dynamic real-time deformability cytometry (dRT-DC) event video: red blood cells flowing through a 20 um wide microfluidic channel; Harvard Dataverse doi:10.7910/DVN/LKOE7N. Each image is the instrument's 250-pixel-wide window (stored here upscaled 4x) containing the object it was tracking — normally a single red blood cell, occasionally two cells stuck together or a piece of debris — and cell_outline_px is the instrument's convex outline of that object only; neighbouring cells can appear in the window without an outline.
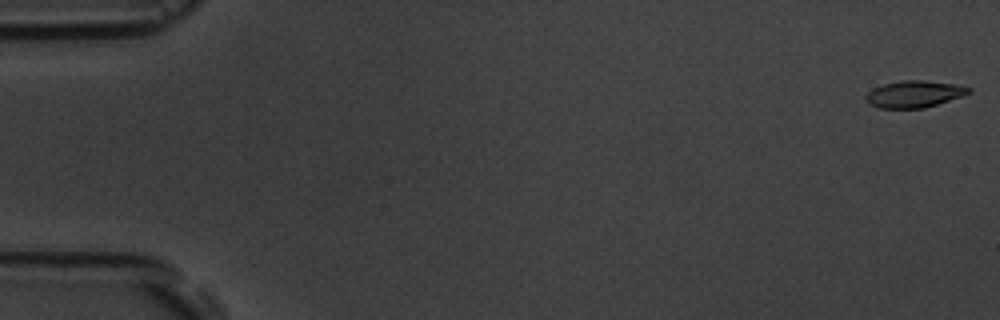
{"species": "common noctule bat (a hibernating species)", "species_latin": "Nyctalus noctula", "temperature_condition": "room temperature", "stored_images_in_passage": 16, "camera_frame_rate_fps": 3000, "um_per_image_px": 0.085, "animal": {"sex": "male", "body_mass_g": 19.5, "forearm_length_mm": 54.6}, "frame": {"image": 1, "passage_image": 1, "time_ms": 0.0, "image_size_px": [1000, 320], "cell_outline_px": [[972, 92], [964, 96], [924, 108], [880, 108], [868, 104], [864, 100], [864, 96], [872, 88], [884, 84], [904, 80], [924, 80], [956, 84], [972, 88]], "centroid_in_image_um": [77.71, 8.0], "position_along_channel_um": 7.3, "area_um2": 16.3}}
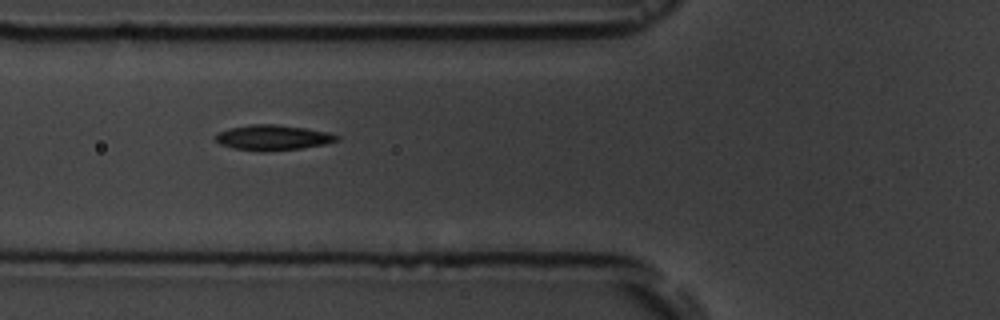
{"frame": {"image": 2, "passage_image": 7, "time_ms": 6.667, "image_size_px": [1000, 320], "cell_outline_px": [[340, 140], [324, 144], [300, 148], [268, 152], [260, 152], [232, 148], [220, 144], [216, 140], [216, 136], [220, 132], [228, 128], [252, 124], [276, 124], [304, 128], [328, 132], [340, 136]], "centroid_in_image_um": [23.2, 11.7], "position_along_channel_um": 102.6, "area_um2": 17.92}}
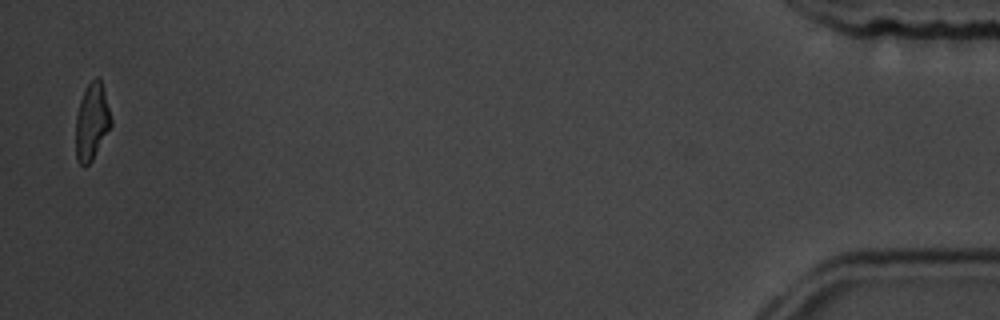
{"frame": {"image": 3, "passage_image": 16, "time_ms": 18.0, "image_size_px": [1000, 320], "cell_outline_px": [[112, 124], [92, 160], [84, 168], [76, 160], [76, 116], [80, 100], [84, 88], [96, 76], [100, 76], [112, 120]], "centroid_in_image_um": [7.79, 10.33], "position_along_channel_um": 427.4, "area_um2": 15.84}, "authors_computed_cell_mechanics": {"area_um2": 17.1377, "velocity_mm_per_s": 3.6819, "shape_relaxation_time_tau1_ms": 4.7005, "shape_relaxation_time_tau2_ms": 1.684, "deformation_change_tau1": 0.1398, "deformation_change_tau2": 0.0616}}